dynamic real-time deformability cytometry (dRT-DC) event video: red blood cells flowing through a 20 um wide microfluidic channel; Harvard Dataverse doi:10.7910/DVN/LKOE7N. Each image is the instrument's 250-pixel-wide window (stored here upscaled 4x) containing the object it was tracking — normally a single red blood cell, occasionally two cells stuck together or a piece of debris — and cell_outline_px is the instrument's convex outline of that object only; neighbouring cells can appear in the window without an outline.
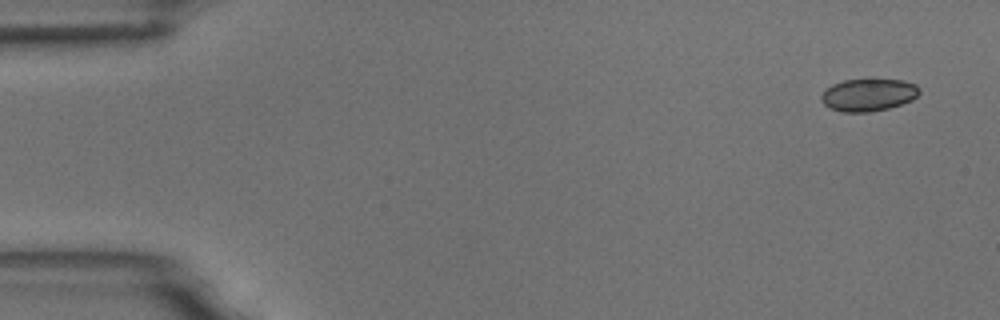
{"species": "common noctule bat (a hibernating species)", "species_latin": "Nyctalus noctula", "temperature_condition": "room temperature", "stored_images_in_passage": 9, "camera_frame_rate_fps": 3000, "um_per_image_px": 0.085, "animal": {"sex": "male", "body_mass_g": 18.8}, "frame": {"image": 1, "passage_image": 1, "time_ms": 0.0, "image_size_px": [1000, 320], "cell_outline_px": [[920, 92], [912, 100], [888, 108], [868, 112], [844, 112], [828, 108], [820, 100], [820, 96], [832, 84], [844, 80], [904, 80], [916, 84], [920, 88]], "centroid_in_image_um": [73.81, 8.07], "position_along_channel_um": 11.2, "area_um2": 18.44}}
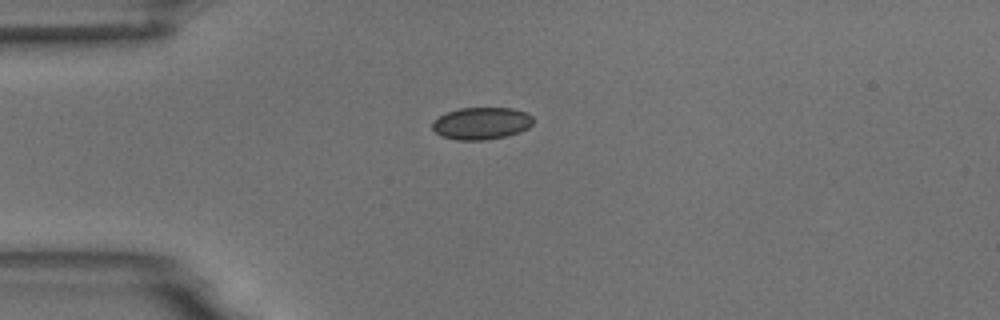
{"frame": {"image": 2, "passage_image": 4, "time_ms": 3.667, "image_size_px": [1000, 320], "cell_outline_px": [[532, 124], [528, 128], [520, 132], [508, 136], [484, 140], [460, 140], [440, 136], [432, 128], [432, 120], [444, 112], [460, 108], [512, 108], [524, 112], [532, 116]], "centroid_in_image_um": [40.88, 10.48], "position_along_channel_um": 44.1, "area_um2": 19.07}}
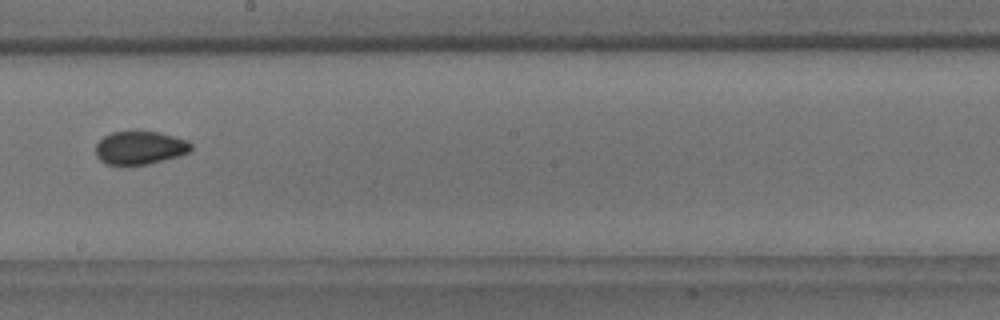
{"frame": {"image": 3, "passage_image": 9, "time_ms": 9.333, "image_size_px": [1000, 320], "cell_outline_px": [[192, 148], [188, 152], [180, 156], [148, 164], [104, 164], [96, 156], [96, 144], [104, 136], [112, 132], [136, 128], [160, 132], [188, 140], [192, 144]], "centroid_in_image_um": [11.9, 12.51], "position_along_channel_um": 236.3, "area_um2": 19.07}}